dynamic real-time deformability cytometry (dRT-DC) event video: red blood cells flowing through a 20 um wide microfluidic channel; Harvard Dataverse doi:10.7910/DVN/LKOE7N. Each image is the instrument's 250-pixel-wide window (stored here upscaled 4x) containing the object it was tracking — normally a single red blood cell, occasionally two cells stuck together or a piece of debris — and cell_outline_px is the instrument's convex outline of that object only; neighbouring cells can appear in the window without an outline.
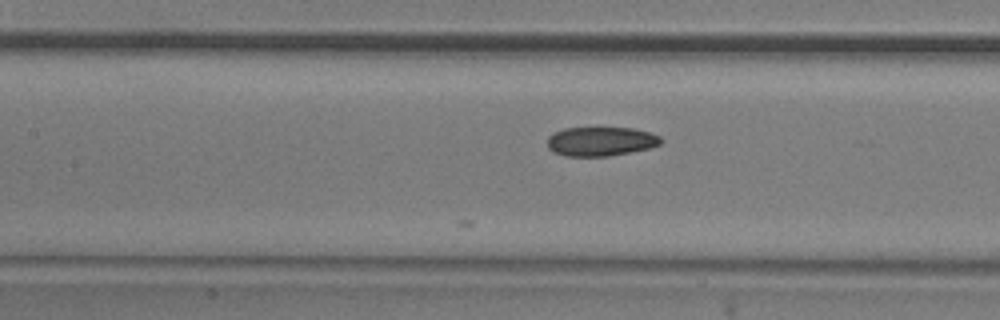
{"species": "common noctule bat (a hibernating species)", "species_latin": "Nyctalus noctula", "temperature_condition": "room temperature", "stored_images_in_passage": 9, "camera_frame_rate_fps": 3000, "um_per_image_px": 0.085, "animal": {"sex": "male", "body_mass_g": 20.5, "forearm_length_mm": 52.5}, "frame": {"image": 1, "passage_image": 9, "time_ms": 2.667, "image_size_px": [1000, 320], "cell_outline_px": [[664, 140], [660, 144], [648, 148], [608, 156], [564, 156], [552, 152], [548, 148], [548, 136], [552, 132], [564, 128], [632, 128], [652, 132], [660, 136]], "centroid_in_image_um": [51.05, 12.01], "position_along_channel_um": 156.4, "area_um2": 19.42}}